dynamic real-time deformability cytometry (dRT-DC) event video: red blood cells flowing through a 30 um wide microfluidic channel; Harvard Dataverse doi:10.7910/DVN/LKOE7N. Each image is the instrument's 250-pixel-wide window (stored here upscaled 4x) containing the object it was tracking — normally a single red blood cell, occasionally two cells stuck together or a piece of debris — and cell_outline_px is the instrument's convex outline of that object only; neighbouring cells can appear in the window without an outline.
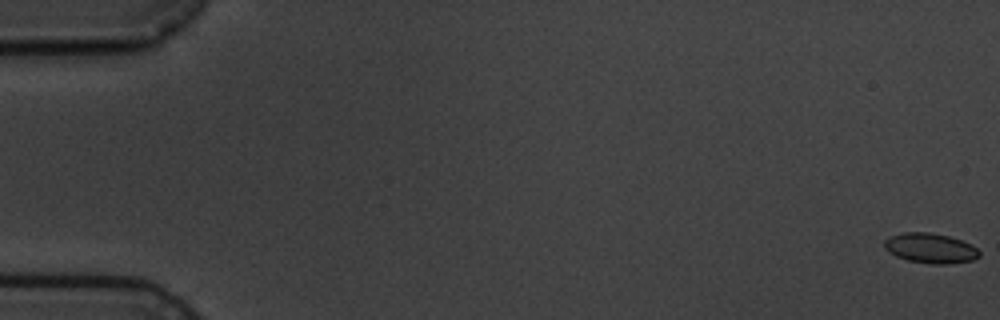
{"species": "common noctule bat (a hibernating species)", "species_latin": "Nyctalus noctula", "temperature_condition": "cold", "stored_images_in_passage": 5, "camera_frame_rate_fps": 3000, "um_per_image_px": 0.085, "animal": {"sex": "male", "body_mass_g": 19.5, "forearm_length_mm": 54.6}, "frame": {"image": 1, "passage_image": 1, "time_ms": 0.0, "image_size_px": [1000, 320], "cell_outline_px": [[980, 256], [972, 260], [948, 264], [932, 264], [908, 260], [896, 256], [888, 252], [884, 248], [884, 240], [892, 236], [904, 232], [928, 232], [948, 236], [972, 244], [980, 252]], "centroid_in_image_um": [79.08, 21.1], "position_along_channel_um": 5.9, "area_um2": 16.53}}
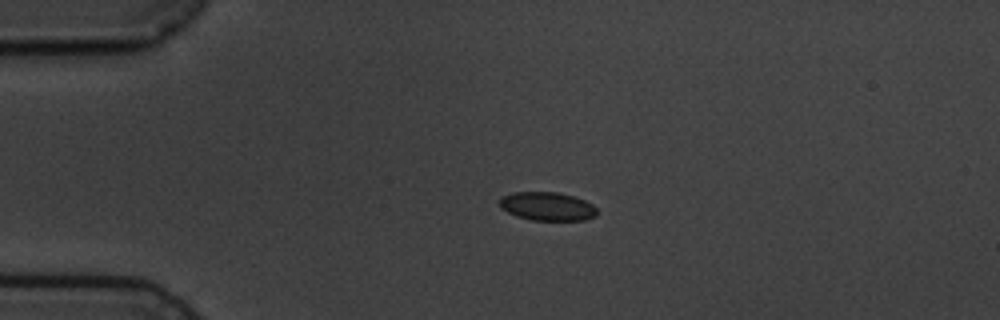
{"frame": {"image": 2, "passage_image": 4, "time_ms": 4.333, "image_size_px": [1000, 320], "cell_outline_px": [[596, 216], [584, 220], [532, 220], [516, 216], [500, 208], [500, 196], [512, 192], [556, 192], [572, 196], [584, 200], [592, 204], [596, 208]], "centroid_in_image_um": [46.49, 17.53], "position_along_channel_um": 38.5, "area_um2": 16.18}}